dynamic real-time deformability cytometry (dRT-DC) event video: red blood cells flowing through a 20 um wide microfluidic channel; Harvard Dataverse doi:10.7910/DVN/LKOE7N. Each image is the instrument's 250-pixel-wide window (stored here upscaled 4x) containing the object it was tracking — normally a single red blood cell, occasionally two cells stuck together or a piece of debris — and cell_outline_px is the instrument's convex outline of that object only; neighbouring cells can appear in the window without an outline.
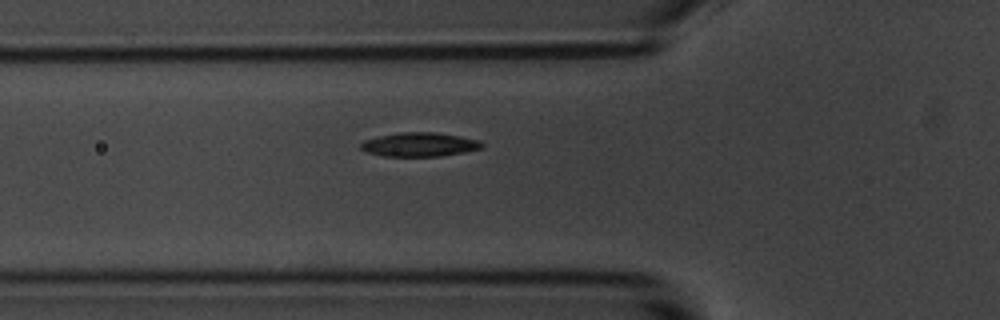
{"species": "common noctule bat (a hibernating species)", "species_latin": "Nyctalus noctula", "temperature_condition": "room temperature", "stored_images_in_passage": 2, "camera_frame_rate_fps": 3000, "um_per_image_px": 0.085, "animal": {"sex": "male", "body_mass_g": 20.1, "forearm_length_mm": 53.5}, "frame": {"image": 1, "passage_image": 2, "time_ms": 2.0, "image_size_px": [1000, 320], "cell_outline_px": [[484, 144], [480, 148], [464, 152], [440, 156], [384, 156], [368, 152], [360, 148], [360, 144], [364, 140], [380, 136], [400, 132], [432, 132], [460, 136], [480, 140]], "centroid_in_image_um": [35.66, 12.28], "position_along_channel_um": 90.1, "area_um2": 16.76}}